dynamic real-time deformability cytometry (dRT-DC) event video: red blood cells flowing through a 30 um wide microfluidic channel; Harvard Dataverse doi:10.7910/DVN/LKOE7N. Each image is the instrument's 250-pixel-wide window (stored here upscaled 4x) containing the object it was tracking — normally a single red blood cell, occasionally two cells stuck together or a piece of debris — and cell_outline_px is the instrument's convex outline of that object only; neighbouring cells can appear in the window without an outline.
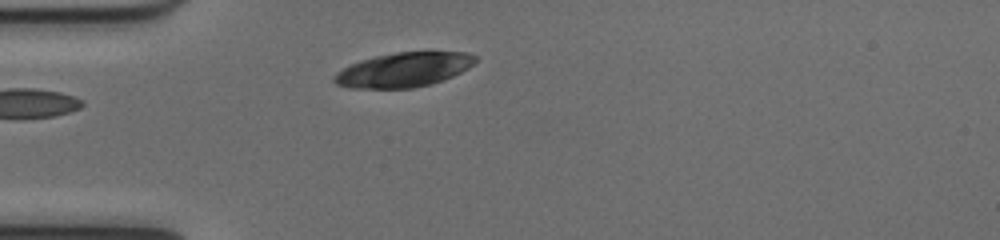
{"species": "common noctule bat (a hibernating species)", "species_latin": "Nyctalus noctula", "temperature_condition": "cold", "stored_images_in_passage": 24, "segment_of_instrument_passage": [1, 2], "camera_frame_rate_fps": 3000, "um_per_image_px": 0.085, "animal": {"sex": "female", "body_mass_g": 17.0, "forearm_length_mm": 48.0}, "frame": {"image": 1, "passage_image": 1, "time_ms": 0.0, "image_size_px": [1000, 240], "cell_outline_px": [[476, 60], [468, 68], [444, 80], [432, 84], [412, 88], [348, 88], [336, 84], [332, 80], [332, 76], [336, 72], [360, 60], [376, 56], [396, 52], [468, 52], [476, 56]], "centroid_in_image_um": [34.29, 5.94], "position_along_channel_um": 50.7, "area_um2": 28.32}}
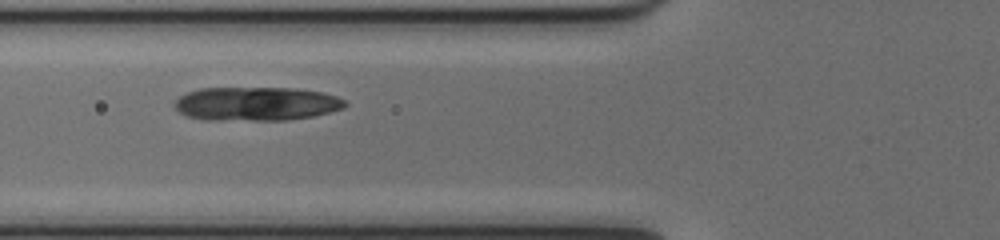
{"frame": {"image": 2, "passage_image": 6, "time_ms": 1.667, "image_size_px": [1000, 240], "cell_outline_px": [[348, 104], [344, 108], [312, 116], [284, 120], [204, 120], [188, 116], [180, 112], [172, 104], [180, 96], [188, 92], [200, 88], [296, 88], [324, 92], [336, 96], [344, 100]], "centroid_in_image_um": [21.78, 8.82], "position_along_channel_um": 104.0, "area_um2": 33.64}}
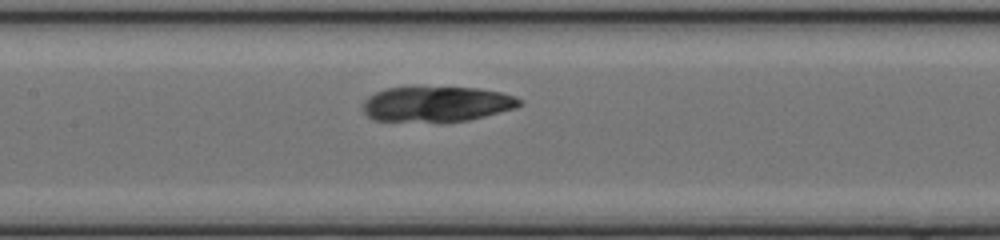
{"frame": {"image": 3, "passage_image": 11, "time_ms": 3.333, "image_size_px": [1000, 240], "cell_outline_px": [[524, 104], [516, 108], [468, 120], [376, 120], [368, 116], [364, 112], [364, 100], [368, 96], [384, 88], [412, 84], [416, 84], [480, 88], [500, 92], [516, 96], [524, 100]], "centroid_in_image_um": [37.15, 8.76], "position_along_channel_um": 170.3, "area_um2": 32.95}}